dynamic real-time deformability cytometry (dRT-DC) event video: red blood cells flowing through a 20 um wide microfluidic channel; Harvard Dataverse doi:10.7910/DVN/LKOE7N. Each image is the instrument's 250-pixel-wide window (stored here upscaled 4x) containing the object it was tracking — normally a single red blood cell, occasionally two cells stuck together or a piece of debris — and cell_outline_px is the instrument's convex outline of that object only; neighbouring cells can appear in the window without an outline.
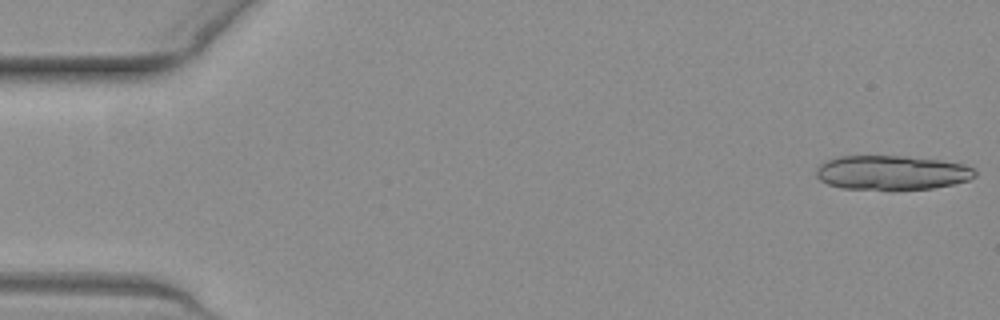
{"species": "common noctule bat (a hibernating species)", "species_latin": "Nyctalus noctula", "temperature_condition": "warm", "stored_images_in_passage": 28, "camera_frame_rate_fps": 3000, "um_per_image_px": 0.085, "animal": {"sex": "female", "body_mass_g": 19.3, "forearm_length_mm": 54.1}, "frame": {"image": 1, "passage_image": 1, "time_ms": 0.0, "image_size_px": [1000, 320], "cell_outline_px": [[976, 176], [968, 180], [952, 184], [932, 188], [892, 192], [840, 188], [828, 184], [820, 180], [816, 176], [816, 168], [820, 164], [828, 160], [840, 156], [908, 156], [940, 160], [964, 164], [972, 168], [976, 172]], "centroid_in_image_um": [75.78, 14.71], "position_along_channel_um": 9.2, "area_um2": 32.66}}